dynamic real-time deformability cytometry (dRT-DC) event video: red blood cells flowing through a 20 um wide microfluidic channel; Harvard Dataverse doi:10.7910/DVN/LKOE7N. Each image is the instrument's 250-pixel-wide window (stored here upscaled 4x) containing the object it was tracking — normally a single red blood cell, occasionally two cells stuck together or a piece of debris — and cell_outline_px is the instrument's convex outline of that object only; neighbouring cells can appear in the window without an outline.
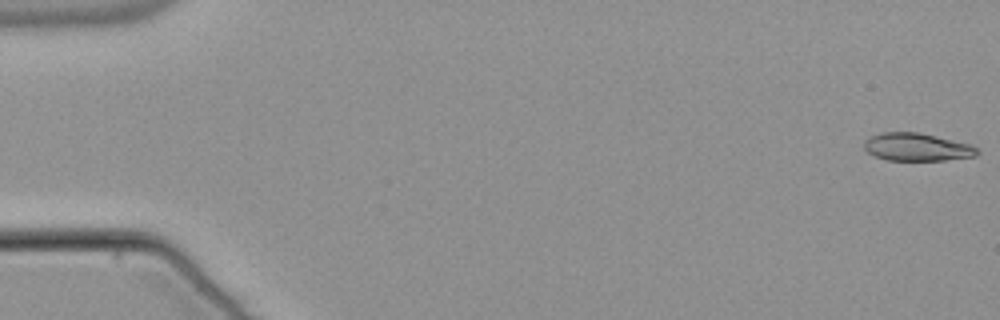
{"species": "common noctule bat (a hibernating species)", "species_latin": "Nyctalus noctula", "temperature_condition": "warm", "stored_images_in_passage": 55, "camera_frame_rate_fps": 3000, "um_per_image_px": 0.085, "animal": {"sex": "male", "body_mass_g": 21.5, "forearm_length_mm": 52.0}, "frame": {"image": 1, "passage_image": 1, "time_ms": 0.0, "image_size_px": [1000, 320], "cell_outline_px": [[980, 152], [976, 156], [944, 160], [888, 160], [876, 156], [868, 152], [864, 148], [864, 140], [880, 132], [920, 132], [972, 144]], "centroid_in_image_um": [77.96, 12.49], "position_along_channel_um": 7.0, "area_um2": 18.38}}
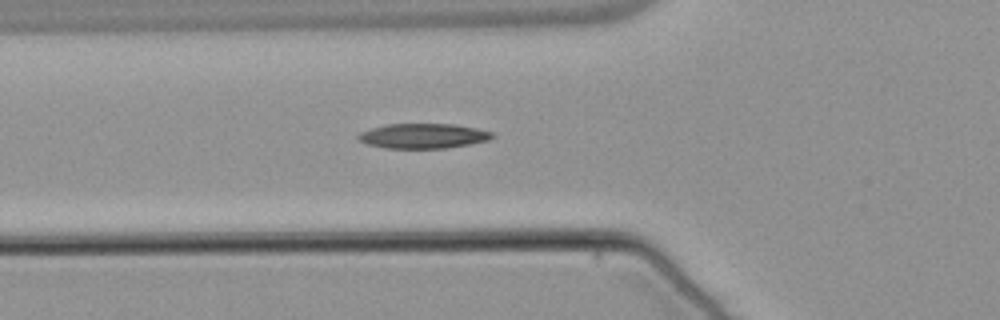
{"frame": {"image": 2, "passage_image": 20, "time_ms": 6.333, "image_size_px": [1000, 320], "cell_outline_px": [[496, 136], [488, 140], [468, 144], [444, 148], [388, 148], [368, 144], [360, 140], [356, 136], [360, 132], [372, 128], [388, 124], [456, 124], [476, 128], [492, 132]], "centroid_in_image_um": [35.99, 11.55], "position_along_channel_um": 89.8, "area_um2": 19.25}}
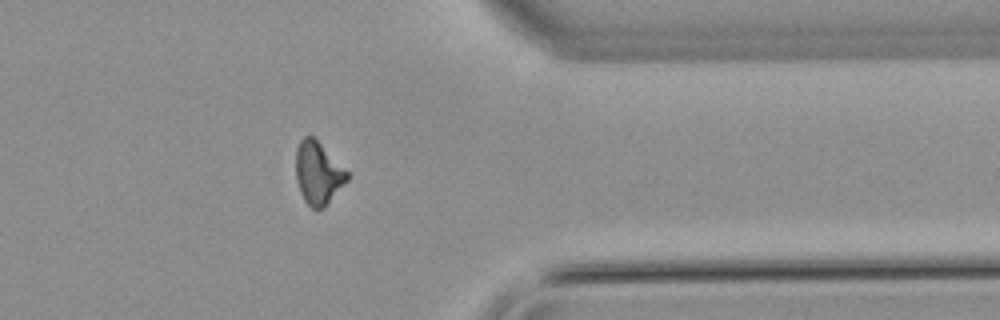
{"frame": {"image": 3, "passage_image": 44, "time_ms": 14.333, "image_size_px": [1000, 320], "cell_outline_px": [[348, 180], [324, 208], [312, 208], [304, 200], [300, 192], [296, 180], [296, 148], [300, 140], [304, 136], [312, 136], [348, 172]], "centroid_in_image_um": [27.02, 14.73], "position_along_channel_um": 384.4, "area_um2": 18.44}, "authors_computed_cell_mechanics": {"area_um2": 19.0162, "velocity_mm_per_s": 3.8213, "shape_relaxation_time_tau1_ms": null, "shape_relaxation_time_tau2_ms": 3.0246, "deformation_change_tau1": null, "deformation_change_tau2": 0.1065}}